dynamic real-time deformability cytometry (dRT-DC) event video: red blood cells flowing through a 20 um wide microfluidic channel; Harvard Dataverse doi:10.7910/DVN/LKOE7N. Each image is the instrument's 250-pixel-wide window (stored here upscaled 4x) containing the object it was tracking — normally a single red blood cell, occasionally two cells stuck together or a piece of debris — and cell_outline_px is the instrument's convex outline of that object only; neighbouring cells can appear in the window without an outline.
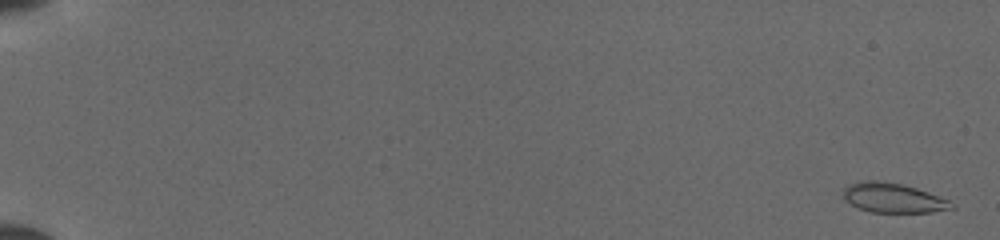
{"species": "common noctule bat (a hibernating species)", "species_latin": "Nyctalus noctula", "temperature_condition": "cold", "stored_images_in_passage": 52, "camera_frame_rate_fps": 3000, "um_per_image_px": 0.085, "animal": {"sex": "female", "body_mass_g": 19.5, "forearm_length_mm": 54.1}, "frame": {"image": 1, "passage_image": 2, "time_ms": 0.333, "image_size_px": [1000, 240], "cell_outline_px": [[956, 208], [932, 212], [868, 212], [844, 200], [844, 188], [848, 184], [860, 180], [876, 180], [904, 184], [928, 192], [948, 200], [956, 204]], "centroid_in_image_um": [75.92, 16.81], "position_along_channel_um": 9.1, "area_um2": 18.79}}
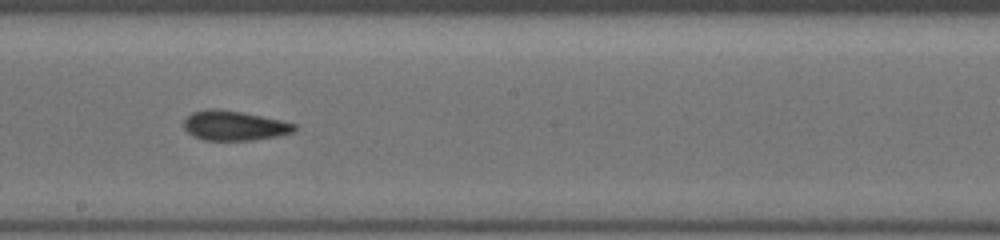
{"frame": {"image": 2, "passage_image": 32, "time_ms": 10.333, "image_size_px": [1000, 240], "cell_outline_px": [[296, 128], [292, 132], [280, 136], [252, 140], [204, 140], [192, 136], [184, 128], [184, 120], [192, 112], [208, 108], [220, 108], [280, 120], [296, 124]], "centroid_in_image_um": [19.88, 10.68], "position_along_channel_um": 228.3, "area_um2": 19.13}}
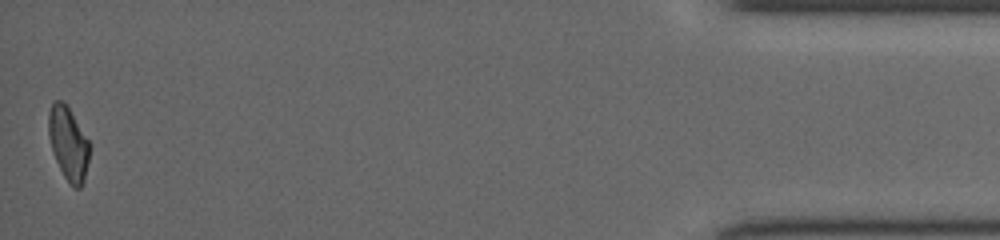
{"frame": {"image": 3, "passage_image": 52, "time_ms": 17.0, "image_size_px": [1000, 240], "cell_outline_px": [[88, 160], [84, 180], [80, 188], [72, 188], [64, 176], [52, 152], [48, 132], [48, 112], [52, 100], [60, 100], [68, 108], [88, 140]], "centroid_in_image_um": [5.77, 12.21], "position_along_channel_um": 429.4, "area_um2": 17.17}}